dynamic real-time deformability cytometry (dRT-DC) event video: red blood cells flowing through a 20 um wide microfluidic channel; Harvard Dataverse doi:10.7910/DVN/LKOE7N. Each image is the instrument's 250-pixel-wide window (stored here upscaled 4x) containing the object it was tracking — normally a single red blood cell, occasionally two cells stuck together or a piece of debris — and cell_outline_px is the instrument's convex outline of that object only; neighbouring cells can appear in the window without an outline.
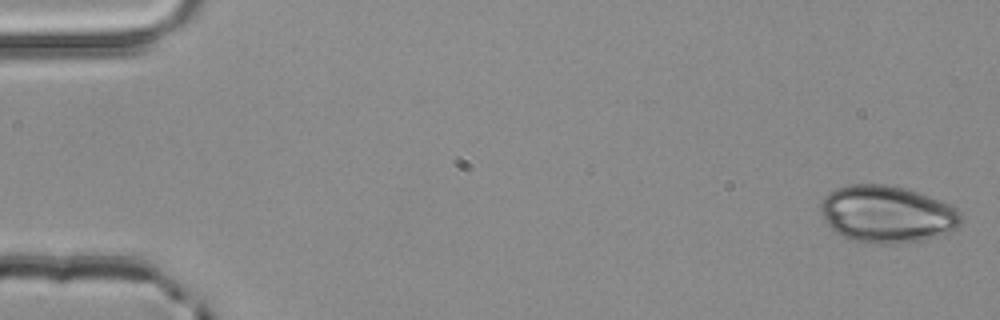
{"species": "common noctule bat (a hibernating species)", "species_latin": "Nyctalus noctula", "temperature_condition": "room temperature", "stored_images_in_passage": 5, "camera_frame_rate_fps": 3000, "um_per_image_px": 0.085, "animal": {"sex": "male", "body_mass_g": 20.4}, "frame": {"image": 1, "passage_image": 1, "time_ms": 0.0, "image_size_px": [1000, 320], "cell_outline_px": [[964, 220], [956, 228], [948, 232], [936, 236], [920, 240], [900, 244], [872, 244], [852, 240], [836, 232], [828, 224], [820, 208], [820, 200], [828, 192], [836, 188], [848, 184], [888, 184], [904, 188], [952, 204], [960, 212]], "centroid_in_image_um": [75.4, 18.2], "position_along_channel_um": 9.6, "area_um2": 46.93}}